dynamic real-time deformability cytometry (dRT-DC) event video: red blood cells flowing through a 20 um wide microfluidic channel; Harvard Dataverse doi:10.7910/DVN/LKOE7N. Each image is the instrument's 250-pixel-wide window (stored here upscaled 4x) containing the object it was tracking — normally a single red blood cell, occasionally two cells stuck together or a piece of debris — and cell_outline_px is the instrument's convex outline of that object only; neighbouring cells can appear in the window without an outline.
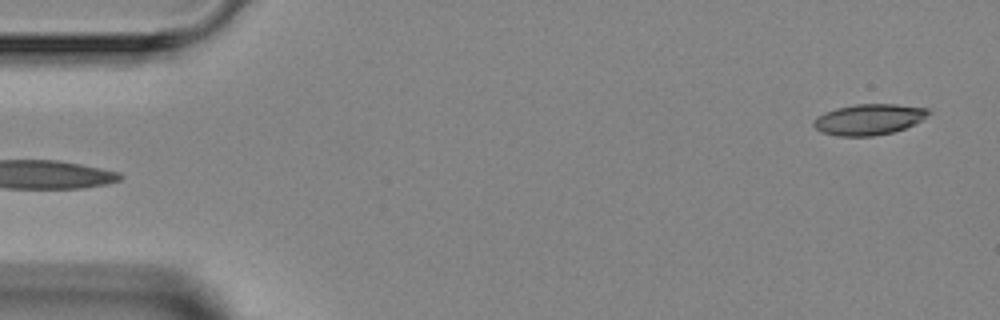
{"species": "Egyptian fruit bat (a non-hibernating species)", "species_latin": "Rousettus aegyptiacus", "temperature_condition": "room temperature", "stored_images_in_passage": 4, "segment_of_instrument_passage": [2, 2], "camera_frame_rate_fps": 3000, "um_per_image_px": 0.085, "animal": {"sex": "female"}, "frame": {"image": 1, "passage_image": 4, "time_ms": 3.333, "image_size_px": [1000, 320], "cell_outline_px": [[932, 112], [920, 120], [904, 128], [892, 132], [872, 136], [836, 136], [820, 132], [812, 124], [816, 116], [824, 112], [836, 108], [856, 104], [896, 104], [928, 108]], "centroid_in_image_um": [73.81, 10.14], "position_along_channel_um": 11.2, "area_um2": 20.63}}